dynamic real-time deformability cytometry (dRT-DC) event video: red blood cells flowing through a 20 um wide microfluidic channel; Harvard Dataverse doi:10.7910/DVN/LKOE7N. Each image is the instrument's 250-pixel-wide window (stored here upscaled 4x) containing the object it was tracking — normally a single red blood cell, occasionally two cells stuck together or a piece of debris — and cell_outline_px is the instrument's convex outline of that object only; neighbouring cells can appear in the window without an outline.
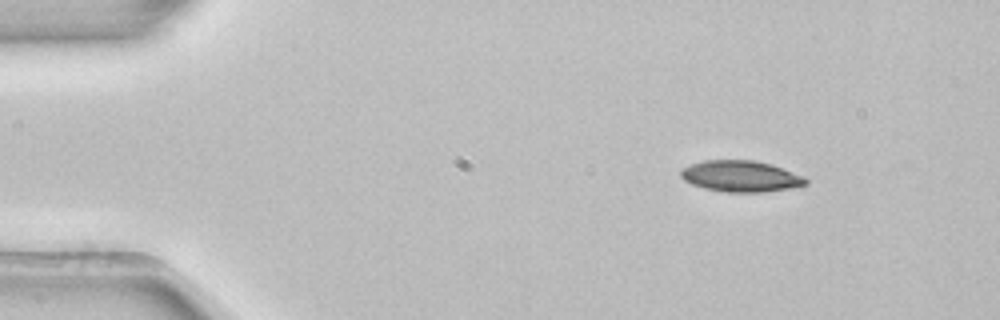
{"species": "common noctule bat (a hibernating species)", "species_latin": "Nyctalus noctula", "temperature_condition": "room temperature", "stored_images_in_passage": 2, "camera_frame_rate_fps": 3000, "um_per_image_px": 0.085, "animal": {"sex": "female", "body_mass_g": 22.7, "forearm_length_mm": 54.2}, "frame": {"image": 1, "passage_image": 1, "time_ms": 0.0, "image_size_px": [1000, 320], "cell_outline_px": [[808, 184], [788, 188], [764, 192], [724, 192], [704, 188], [692, 184], [684, 180], [680, 176], [680, 168], [688, 164], [704, 160], [756, 160], [772, 164], [804, 176], [808, 180]], "centroid_in_image_um": [62.93, 14.97], "position_along_channel_um": 22.1, "area_um2": 22.95}}